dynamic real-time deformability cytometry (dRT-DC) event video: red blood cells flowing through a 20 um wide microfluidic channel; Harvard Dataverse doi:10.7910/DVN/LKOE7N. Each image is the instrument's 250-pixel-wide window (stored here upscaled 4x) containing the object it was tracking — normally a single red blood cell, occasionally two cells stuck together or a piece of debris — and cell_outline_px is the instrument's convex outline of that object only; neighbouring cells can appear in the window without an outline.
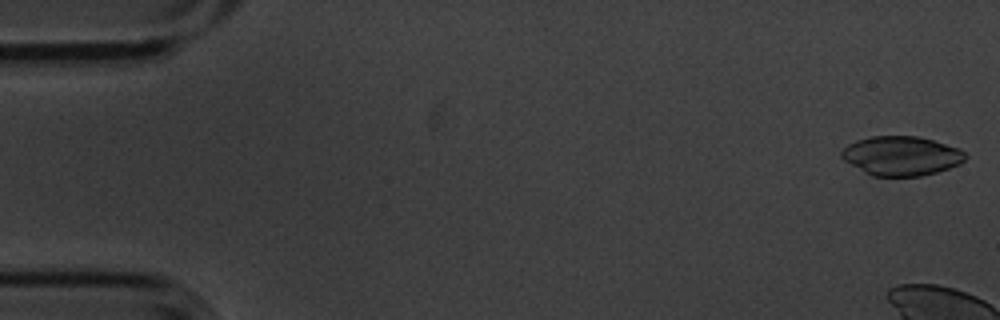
{"species": "common noctule bat (a hibernating species)", "species_latin": "Nyctalus noctula", "temperature_condition": "cold", "stored_images_in_passage": 6, "camera_frame_rate_fps": 3000, "um_per_image_px": 0.085, "animal": {"sex": "male", "body_mass_g": 20.1, "forearm_length_mm": 53.5}, "frame": {"image": 1, "passage_image": 1, "time_ms": 0.0, "image_size_px": [1000, 320], "cell_outline_px": [[968, 156], [960, 164], [936, 172], [920, 176], [872, 176], [864, 172], [844, 160], [840, 156], [840, 152], [848, 144], [856, 140], [872, 136], [920, 136], [960, 148]], "centroid_in_image_um": [76.62, 13.24], "position_along_channel_um": 8.4, "area_um2": 28.44}}